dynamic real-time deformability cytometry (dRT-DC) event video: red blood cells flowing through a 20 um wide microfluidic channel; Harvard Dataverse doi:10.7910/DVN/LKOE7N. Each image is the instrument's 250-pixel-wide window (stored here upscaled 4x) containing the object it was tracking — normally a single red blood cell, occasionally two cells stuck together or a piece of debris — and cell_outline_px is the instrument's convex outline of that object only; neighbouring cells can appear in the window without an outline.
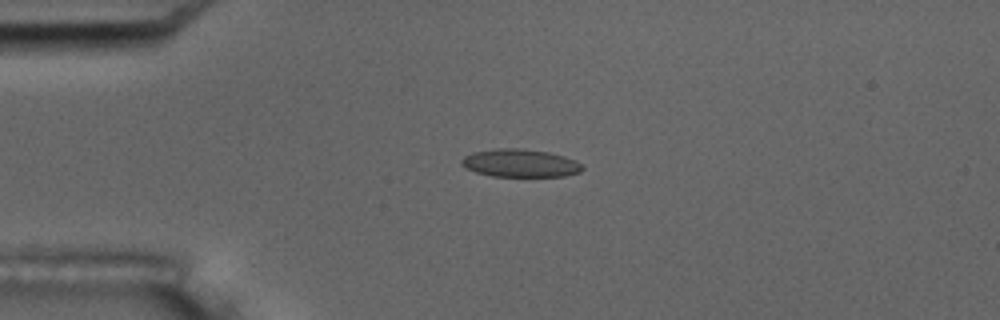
{"species": "common noctule bat (a hibernating species)", "species_latin": "Nyctalus noctula", "temperature_condition": "room temperature", "stored_images_in_passage": 4, "camera_frame_rate_fps": 3000, "um_per_image_px": 0.085, "animal": {"sex": "male", "body_mass_g": 17.5, "forearm_length_mm": 52.3}, "frame": {"image": 1, "passage_image": 4, "time_ms": 3.333, "image_size_px": [1000, 320], "cell_outline_px": [[584, 168], [580, 172], [564, 176], [492, 176], [476, 172], [464, 168], [460, 164], [460, 160], [464, 156], [472, 152], [496, 148], [524, 148], [548, 152], [564, 156], [576, 160]], "centroid_in_image_um": [44.18, 13.86], "position_along_channel_um": 40.8, "area_um2": 19.83}}